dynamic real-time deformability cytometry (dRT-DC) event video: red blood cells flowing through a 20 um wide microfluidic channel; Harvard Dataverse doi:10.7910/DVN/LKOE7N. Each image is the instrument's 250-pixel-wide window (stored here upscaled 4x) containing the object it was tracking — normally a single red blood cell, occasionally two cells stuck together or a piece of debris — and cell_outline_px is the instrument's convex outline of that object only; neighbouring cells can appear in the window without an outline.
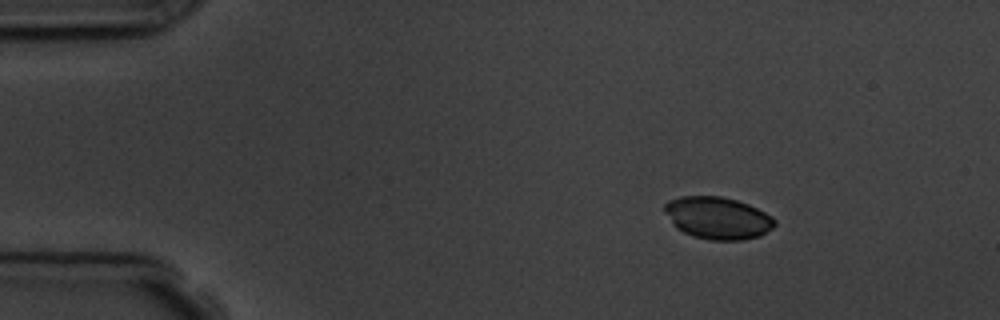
{"species": "common noctule bat (a hibernating species)", "species_latin": "Nyctalus noctula", "temperature_condition": "room temperature", "stored_images_in_passage": 4, "camera_frame_rate_fps": 3000, "um_per_image_px": 0.085, "animal": {"sex": "male", "body_mass_g": 19.5, "forearm_length_mm": 54.6}, "frame": {"image": 1, "passage_image": 1, "time_ms": 0.0, "image_size_px": [1000, 320], "cell_outline_px": [[776, 224], [772, 228], [760, 236], [744, 240], [708, 240], [692, 236], [676, 228], [672, 224], [664, 212], [664, 204], [668, 200], [680, 196], [720, 196], [736, 200], [748, 204], [772, 216], [776, 220]], "centroid_in_image_um": [60.98, 18.53], "position_along_channel_um": 24.0, "area_um2": 27.28}}
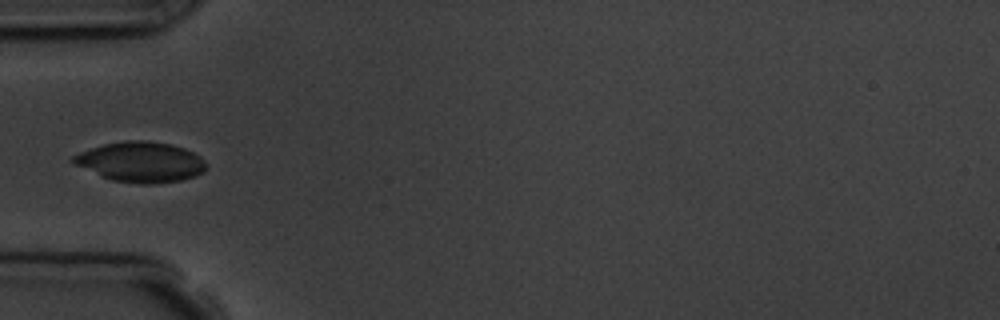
{"frame": {"image": 2, "passage_image": 4, "time_ms": 3.333, "image_size_px": [1000, 320], "cell_outline_px": [[208, 168], [204, 172], [196, 176], [180, 180], [152, 184], [140, 184], [112, 180], [72, 164], [68, 160], [72, 156], [80, 152], [104, 144], [124, 140], [140, 140], [172, 144], [184, 148], [200, 156], [208, 164]], "centroid_in_image_um": [11.97, 13.77], "position_along_channel_um": 73.0, "area_um2": 31.39}}